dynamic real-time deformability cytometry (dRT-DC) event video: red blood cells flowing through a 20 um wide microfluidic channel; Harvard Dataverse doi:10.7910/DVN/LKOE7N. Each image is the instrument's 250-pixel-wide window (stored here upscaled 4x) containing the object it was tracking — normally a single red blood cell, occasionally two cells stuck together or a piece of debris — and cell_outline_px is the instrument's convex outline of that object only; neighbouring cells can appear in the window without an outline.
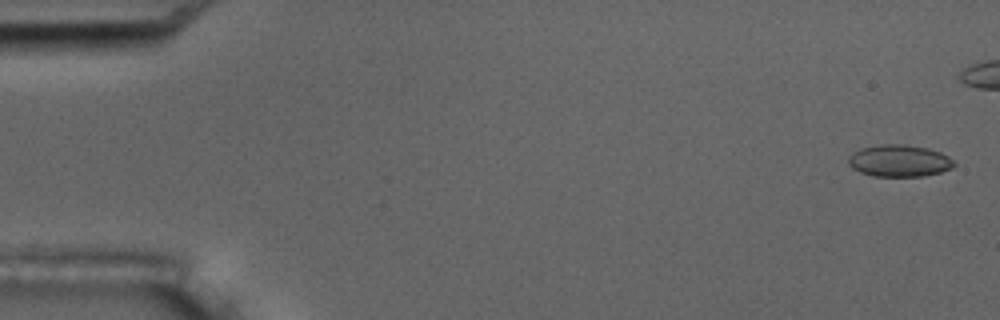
{"species": "common noctule bat (a hibernating species)", "species_latin": "Nyctalus noctula", "temperature_condition": "room temperature", "stored_images_in_passage": 13, "camera_frame_rate_fps": 3000, "um_per_image_px": 0.085, "animal": {"sex": "male", "body_mass_g": 17.5, "forearm_length_mm": 52.3}, "frame": {"image": 1, "passage_image": 1, "time_ms": 0.0, "image_size_px": [1000, 320], "cell_outline_px": [[956, 164], [952, 168], [940, 172], [924, 176], [872, 176], [860, 172], [852, 168], [848, 164], [848, 156], [852, 152], [860, 148], [880, 144], [904, 144], [928, 148], [940, 152], [948, 156]], "centroid_in_image_um": [76.41, 13.66], "position_along_channel_um": 8.6, "area_um2": 19.83}}